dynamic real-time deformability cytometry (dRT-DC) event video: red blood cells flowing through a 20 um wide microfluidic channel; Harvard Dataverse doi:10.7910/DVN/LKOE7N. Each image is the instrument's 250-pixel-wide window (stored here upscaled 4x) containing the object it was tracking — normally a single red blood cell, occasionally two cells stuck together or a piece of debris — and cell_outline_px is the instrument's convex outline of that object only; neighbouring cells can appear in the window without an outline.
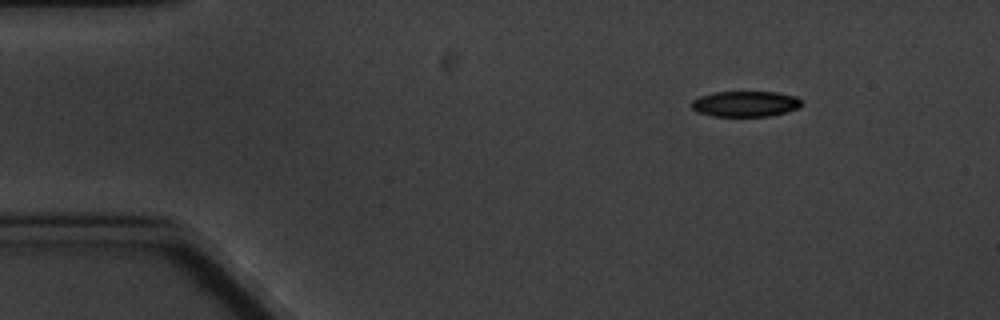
{"species": "common noctule bat (a hibernating species)", "species_latin": "Nyctalus noctula", "temperature_condition": "cold", "stored_images_in_passage": 3, "camera_frame_rate_fps": 3000, "um_per_image_px": 0.085, "animal": {"sex": "male", "body_mass_g": 20.1, "forearm_length_mm": 53.5}, "frame": {"image": 1, "passage_image": 1, "time_ms": 0.0, "image_size_px": [1000, 320], "cell_outline_px": [[804, 104], [796, 108], [784, 112], [768, 116], [712, 116], [696, 112], [692, 108], [692, 100], [700, 96], [716, 92], [776, 92], [796, 96]], "centroid_in_image_um": [63.33, 8.82], "position_along_channel_um": 21.7, "area_um2": 16.36}}